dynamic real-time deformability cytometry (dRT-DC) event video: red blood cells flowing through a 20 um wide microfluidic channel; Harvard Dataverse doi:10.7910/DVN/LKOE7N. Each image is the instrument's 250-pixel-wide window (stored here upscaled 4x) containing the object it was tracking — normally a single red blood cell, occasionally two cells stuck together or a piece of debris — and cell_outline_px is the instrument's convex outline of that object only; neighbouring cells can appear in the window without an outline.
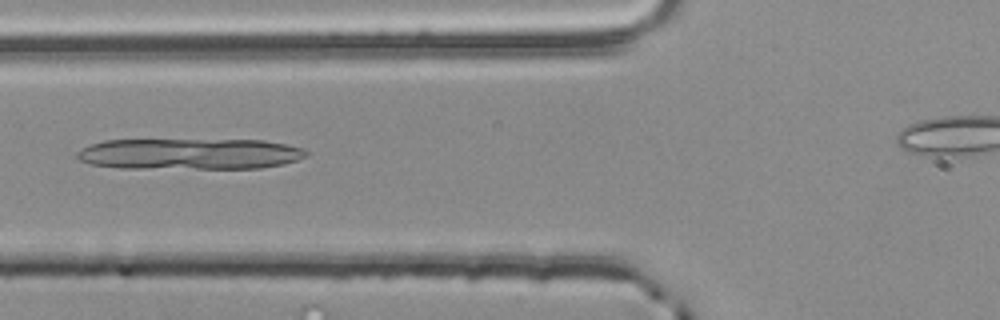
{"species": "common noctule bat (a hibernating species)", "species_latin": "Nyctalus noctula", "temperature_condition": "room temperature", "stored_images_in_passage": 34, "camera_frame_rate_fps": 3000, "um_per_image_px": 0.085, "animal": {"sex": "male", "body_mass_g": 20.4}, "frame": {"image": 1, "passage_image": 7, "time_ms": 2.0, "image_size_px": [1000, 320], "cell_outline_px": [[308, 152], [304, 156], [296, 160], [284, 164], [260, 168], [120, 168], [92, 164], [80, 160], [76, 156], [76, 152], [80, 148], [104, 140], [264, 140], [304, 148]], "centroid_in_image_um": [16.1, 13.08], "position_along_channel_um": 109.7, "area_um2": 41.44}}
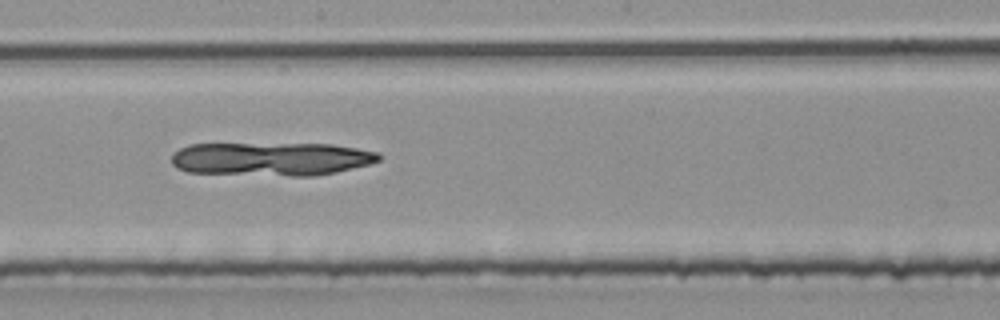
{"frame": {"image": 2, "passage_image": 16, "time_ms": 5.0, "image_size_px": [1000, 320], "cell_outline_px": [[380, 160], [368, 164], [336, 172], [312, 176], [292, 176], [188, 172], [176, 168], [172, 164], [172, 156], [180, 148], [188, 144], [332, 144], [380, 152]], "centroid_in_image_um": [23.06, 13.51], "position_along_channel_um": 225.1, "area_um2": 40.4}}
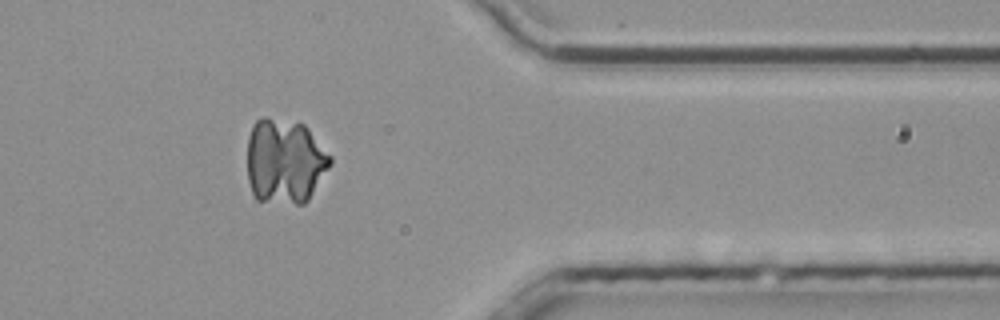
{"frame": {"image": 3, "passage_image": 30, "time_ms": 9.667, "image_size_px": [1000, 320], "cell_outline_px": [[332, 164], [308, 200], [304, 204], [296, 204], [256, 200], [252, 192], [248, 180], [248, 136], [252, 124], [260, 116], [264, 116], [304, 124], [308, 128], [332, 156]], "centroid_in_image_um": [24.22, 13.7], "position_along_channel_um": 387.2, "area_um2": 41.62}}